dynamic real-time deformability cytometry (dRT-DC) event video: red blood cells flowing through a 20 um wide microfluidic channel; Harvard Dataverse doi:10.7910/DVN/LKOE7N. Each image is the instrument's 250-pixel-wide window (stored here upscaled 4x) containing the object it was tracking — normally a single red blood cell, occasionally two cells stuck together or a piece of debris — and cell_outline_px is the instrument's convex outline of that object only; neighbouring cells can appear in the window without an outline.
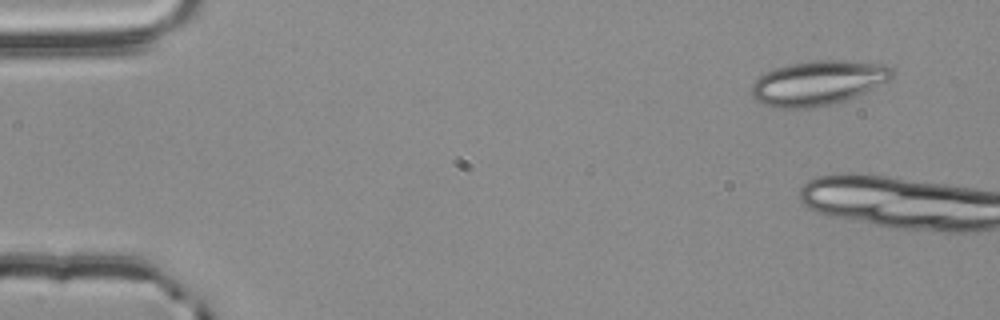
{"species": "common noctule bat (a hibernating species)", "species_latin": "Nyctalus noctula", "temperature_condition": "room temperature", "stored_images_in_passage": 4, "camera_frame_rate_fps": 3000, "um_per_image_px": 0.085, "animal": {"sex": "male", "body_mass_g": 20.4}, "frame": {"image": 1, "passage_image": 1, "time_ms": 0.0, "image_size_px": [1000, 320], "cell_outline_px": [[896, 76], [892, 80], [856, 96], [844, 100], [812, 108], [776, 108], [764, 104], [756, 100], [752, 96], [752, 84], [764, 72], [788, 64], [812, 60], [844, 60], [888, 64], [896, 68]], "centroid_in_image_um": [69.62, 7.02], "position_along_channel_um": 15.4, "area_um2": 36.99}}